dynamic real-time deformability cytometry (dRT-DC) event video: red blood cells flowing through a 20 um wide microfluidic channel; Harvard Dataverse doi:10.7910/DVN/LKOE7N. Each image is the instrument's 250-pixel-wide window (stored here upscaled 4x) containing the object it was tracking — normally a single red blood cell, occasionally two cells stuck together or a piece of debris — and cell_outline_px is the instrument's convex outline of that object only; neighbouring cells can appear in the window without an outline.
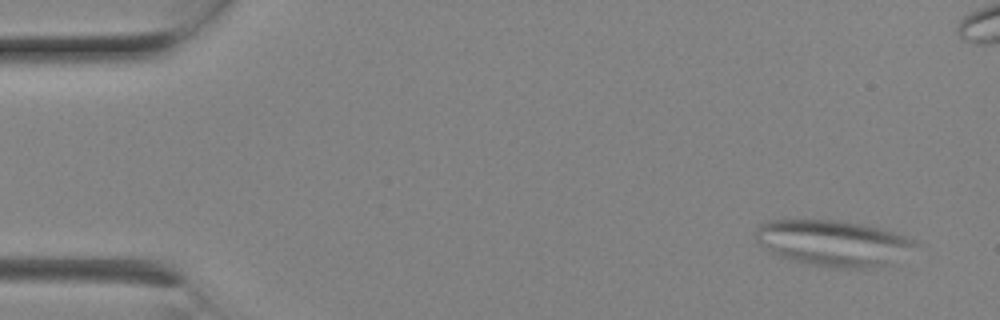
{"species": "Egyptian fruit bat (a non-hibernating species)", "species_latin": "Rousettus aegyptiacus", "temperature_condition": "room temperature", "stored_images_in_passage": 6, "camera_frame_rate_fps": 3000, "um_per_image_px": 0.085, "animal": {"sex": "female"}, "frame": {"image": 1, "passage_image": 1, "time_ms": 0.0, "image_size_px": [1000, 320], "cell_outline_px": [[920, 244], [892, 264], [868, 268], [828, 268], [792, 260], [780, 256], [772, 252], [756, 240], [756, 224], [768, 220], [836, 220], [860, 224], [892, 232], [916, 240]], "centroid_in_image_um": [70.83, 20.67], "position_along_channel_um": 14.2, "area_um2": 42.66}}